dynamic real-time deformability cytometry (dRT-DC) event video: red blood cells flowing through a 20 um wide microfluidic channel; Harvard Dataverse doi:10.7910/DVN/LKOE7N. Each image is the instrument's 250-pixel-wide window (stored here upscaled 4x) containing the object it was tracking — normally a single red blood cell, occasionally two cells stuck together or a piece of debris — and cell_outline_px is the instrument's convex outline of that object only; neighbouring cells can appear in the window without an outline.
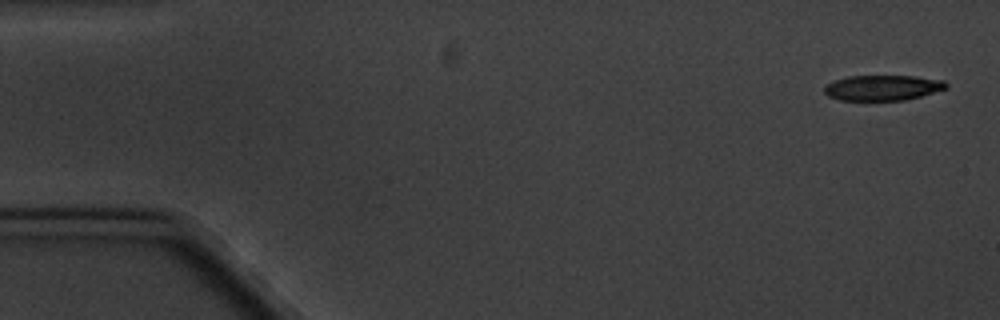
{"species": "common noctule bat (a hibernating species)", "species_latin": "Nyctalus noctula", "temperature_condition": "cold", "stored_images_in_passage": 4, "camera_frame_rate_fps": 3000, "um_per_image_px": 0.085, "animal": {"sex": "male", "body_mass_g": 20.1, "forearm_length_mm": 53.5}, "frame": {"image": 1, "passage_image": 1, "time_ms": 0.0, "image_size_px": [1000, 320], "cell_outline_px": [[948, 88], [920, 96], [904, 100], [840, 100], [828, 96], [824, 92], [824, 88], [828, 84], [836, 80], [848, 76], [916, 76], [944, 80], [948, 84]], "centroid_in_image_um": [75.05, 7.45], "position_along_channel_um": 9.9, "area_um2": 17.92}}